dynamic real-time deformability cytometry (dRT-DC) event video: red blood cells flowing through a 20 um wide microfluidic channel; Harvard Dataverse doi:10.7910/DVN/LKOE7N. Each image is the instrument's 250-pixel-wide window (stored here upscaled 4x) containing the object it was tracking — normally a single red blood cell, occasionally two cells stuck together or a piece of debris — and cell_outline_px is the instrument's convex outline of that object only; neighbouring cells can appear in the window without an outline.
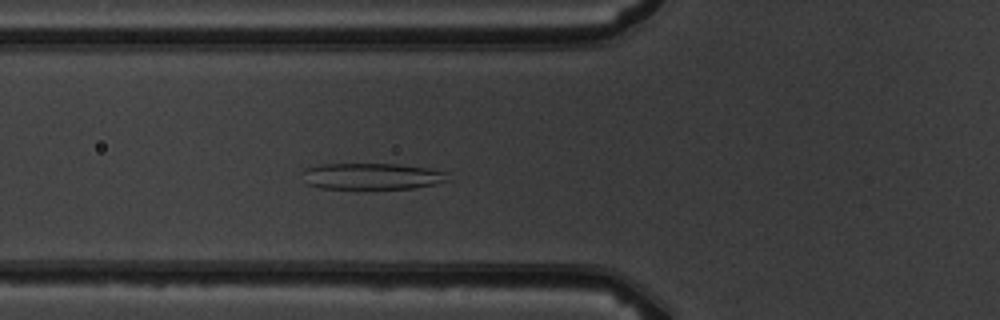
{"species": "common noctule bat (a hibernating species)", "species_latin": "Nyctalus noctula", "temperature_condition": "warm", "stored_images_in_passage": 4, "camera_frame_rate_fps": 3000, "um_per_image_px": 0.085, "animal": {"sex": "male", "body_mass_g": 19.5, "forearm_length_mm": 54.6}, "frame": {"image": 1, "passage_image": 4, "time_ms": 3.333, "image_size_px": [1000, 320], "cell_outline_px": [[452, 180], [436, 184], [416, 188], [320, 188], [308, 184], [300, 172], [304, 168], [320, 164], [400, 164], [428, 168], [444, 172]], "centroid_in_image_um": [31.61, 14.97], "position_along_channel_um": 94.2, "area_um2": 22.43}}